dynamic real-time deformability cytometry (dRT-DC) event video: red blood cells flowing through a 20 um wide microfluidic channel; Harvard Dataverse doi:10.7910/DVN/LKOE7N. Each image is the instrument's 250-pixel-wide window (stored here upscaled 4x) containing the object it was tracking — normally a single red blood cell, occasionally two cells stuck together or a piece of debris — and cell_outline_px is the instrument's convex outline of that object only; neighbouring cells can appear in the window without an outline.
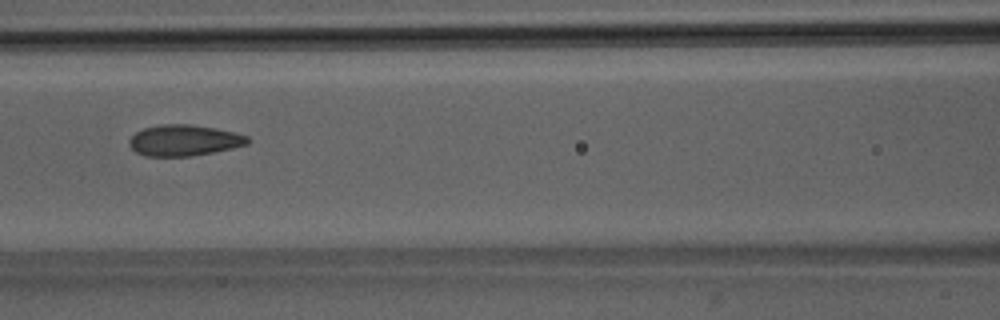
{"species": "Egyptian fruit bat (a non-hibernating species)", "species_latin": "Rousettus aegyptiacus", "temperature_condition": "room temperature", "stored_images_in_passage": 8, "camera_frame_rate_fps": 3000, "um_per_image_px": 0.085, "animal": {"sex": "male"}, "frame": {"image": 1, "passage_image": 7, "time_ms": 7.667, "image_size_px": [1000, 320], "cell_outline_px": [[248, 144], [232, 148], [192, 156], [144, 156], [136, 152], [128, 144], [128, 140], [136, 132], [144, 128], [160, 124], [192, 124], [216, 128], [248, 136]], "centroid_in_image_um": [15.61, 11.92], "position_along_channel_um": 151.0, "area_um2": 21.39}}